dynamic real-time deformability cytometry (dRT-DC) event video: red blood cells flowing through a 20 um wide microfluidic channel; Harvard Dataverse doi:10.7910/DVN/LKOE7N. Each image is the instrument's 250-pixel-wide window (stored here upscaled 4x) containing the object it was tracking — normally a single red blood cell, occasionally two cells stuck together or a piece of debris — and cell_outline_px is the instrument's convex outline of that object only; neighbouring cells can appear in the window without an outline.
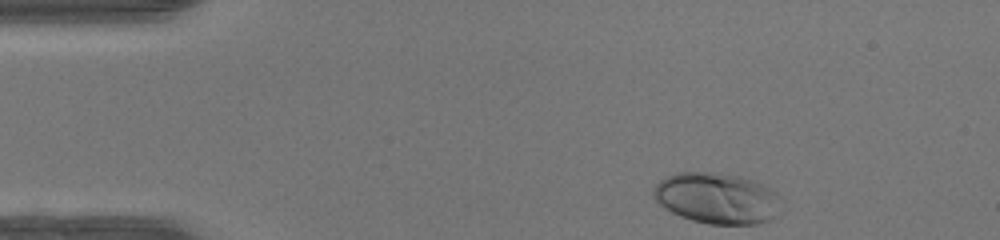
{"species": "human", "species_latin": "Homo sapiens", "temperature_condition": "warm", "stored_images_in_passage": 42, "camera_frame_rate_fps": 3000, "um_per_image_px": 0.085, "donor": {"sex": "female"}, "frame": {"image": 1, "passage_image": 1, "time_ms": 0.0, "image_size_px": [1000, 240], "cell_outline_px": [[780, 196], [772, 220], [756, 224], [708, 224], [692, 220], [680, 216], [664, 208], [652, 196], [652, 188], [660, 180], [676, 172], [716, 172], [736, 176], [752, 180], [776, 192]], "centroid_in_image_um": [60.88, 16.85], "position_along_channel_um": 24.1, "area_um2": 37.69}}
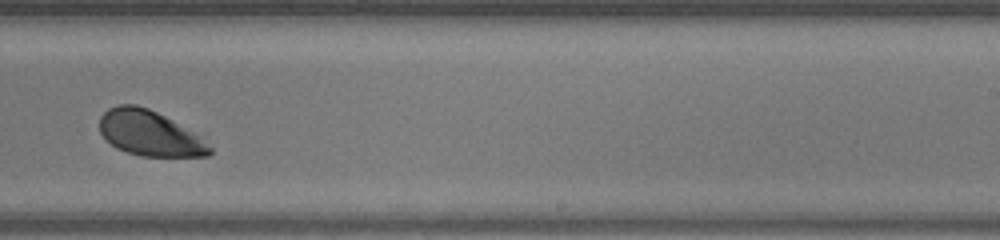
{"frame": {"image": 2, "passage_image": 24, "time_ms": 7.667, "image_size_px": [1000, 240], "cell_outline_px": [[212, 152], [208, 156], [140, 156], [116, 148], [100, 132], [100, 116], [108, 108], [116, 104], [136, 104], [148, 108], [164, 116], [192, 132], [212, 148]], "centroid_in_image_um": [12.67, 11.32], "position_along_channel_um": 276.3, "area_um2": 28.55}}
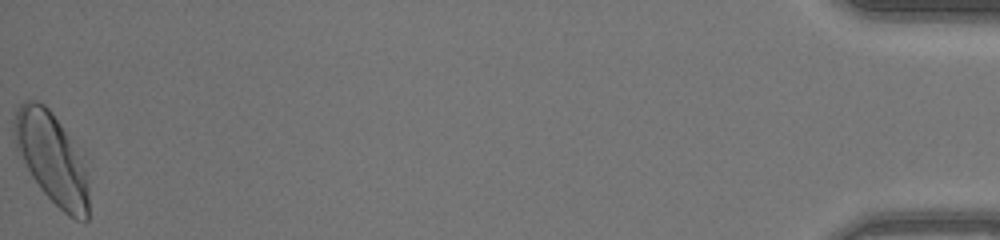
{"frame": {"image": 3, "passage_image": 42, "time_ms": 13.667, "image_size_px": [1000, 240], "cell_outline_px": [[88, 220], [76, 220], [68, 216], [40, 188], [32, 176], [16, 148], [12, 136], [12, 120], [16, 108], [24, 100], [36, 100], [44, 104], [52, 112], [64, 132], [80, 160], [88, 180]], "centroid_in_image_um": [4.33, 13.44], "position_along_channel_um": 430.9, "area_um2": 38.49}, "authors_computed_cell_mechanics": {"area_um2": 31.7033, "velocity_mm_per_s": 4.3161, "shape_relaxation_time_tau1_ms": 2.2538, "shape_relaxation_time_tau2_ms": null, "deformation_change_tau1": 0.1513, "deformation_change_tau2": null}}